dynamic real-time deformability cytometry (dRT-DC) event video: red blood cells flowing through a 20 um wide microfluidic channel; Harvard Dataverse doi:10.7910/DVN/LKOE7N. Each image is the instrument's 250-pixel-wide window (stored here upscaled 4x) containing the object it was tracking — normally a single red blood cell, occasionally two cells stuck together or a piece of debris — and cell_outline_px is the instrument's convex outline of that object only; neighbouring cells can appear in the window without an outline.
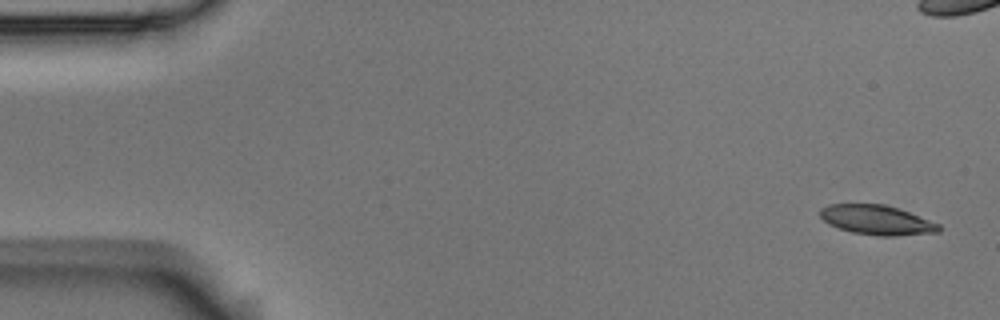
{"species": "Egyptian fruit bat (a non-hibernating species)", "species_latin": "Rousettus aegyptiacus", "temperature_condition": "room temperature", "stored_images_in_passage": 4, "camera_frame_rate_fps": 3000, "um_per_image_px": 0.085, "animal": {"sex": "male"}, "frame": {"image": 1, "passage_image": 1, "time_ms": 0.0, "image_size_px": [1000, 320], "cell_outline_px": [[940, 232], [892, 236], [876, 236], [852, 232], [828, 224], [820, 216], [820, 208], [828, 204], [884, 204], [908, 212], [940, 224]], "centroid_in_image_um": [74.51, 18.7], "position_along_channel_um": 10.5, "area_um2": 20.35}}